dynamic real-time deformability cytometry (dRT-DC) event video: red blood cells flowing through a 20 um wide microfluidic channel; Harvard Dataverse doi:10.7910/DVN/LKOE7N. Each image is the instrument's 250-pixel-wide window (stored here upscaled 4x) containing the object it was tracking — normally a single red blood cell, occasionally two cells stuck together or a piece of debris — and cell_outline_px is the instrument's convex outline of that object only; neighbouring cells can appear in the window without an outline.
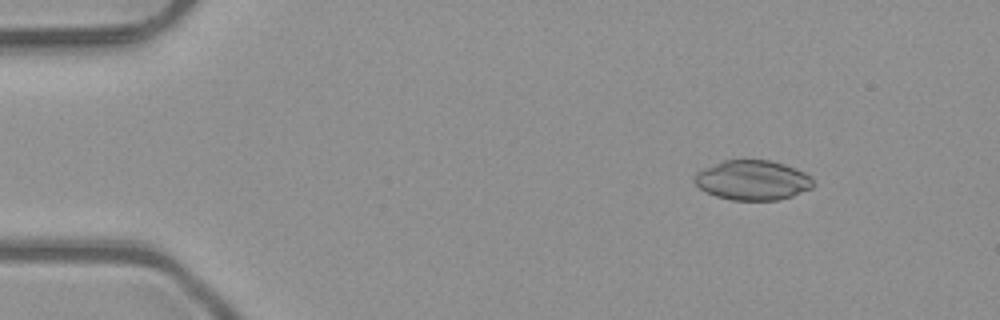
{"species": "common noctule bat (a hibernating species)", "species_latin": "Nyctalus noctula", "temperature_condition": "room temperature", "stored_images_in_passage": 5, "camera_frame_rate_fps": 3000, "um_per_image_px": 0.085, "animal": {"sex": "male", "body_mass_g": 23.1, "forearm_length_mm": 52.7}, "frame": {"image": 1, "passage_image": 2, "time_ms": 0.333, "image_size_px": [1000, 320], "cell_outline_px": [[816, 184], [812, 188], [792, 196], [776, 200], [732, 200], [716, 196], [700, 188], [692, 180], [696, 172], [704, 168], [724, 160], [772, 160], [796, 168], [812, 176]], "centroid_in_image_um": [64.0, 15.31], "position_along_channel_um": 21.0, "area_um2": 27.69}}
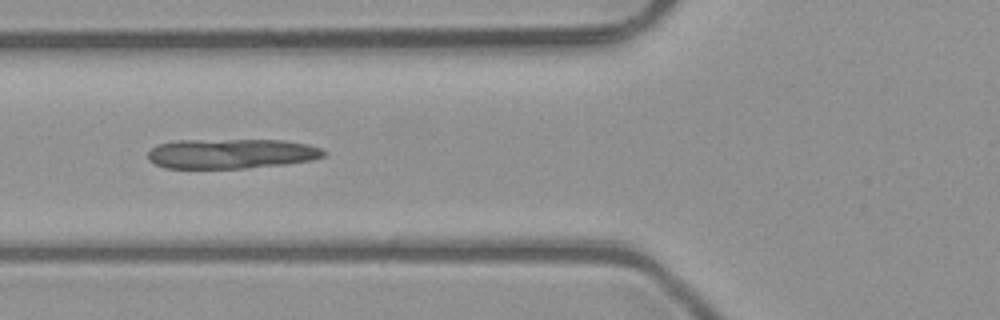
{"frame": {"image": 2, "passage_image": 5, "time_ms": 1.333, "image_size_px": [1000, 320], "cell_outline_px": [[328, 152], [324, 156], [312, 160], [288, 164], [244, 168], [164, 168], [148, 160], [148, 152], [152, 148], [160, 144], [176, 140], [284, 140], [308, 144], [324, 148]], "centroid_in_image_um": [19.72, 13.06], "position_along_channel_um": 106.1, "area_um2": 30.81}}